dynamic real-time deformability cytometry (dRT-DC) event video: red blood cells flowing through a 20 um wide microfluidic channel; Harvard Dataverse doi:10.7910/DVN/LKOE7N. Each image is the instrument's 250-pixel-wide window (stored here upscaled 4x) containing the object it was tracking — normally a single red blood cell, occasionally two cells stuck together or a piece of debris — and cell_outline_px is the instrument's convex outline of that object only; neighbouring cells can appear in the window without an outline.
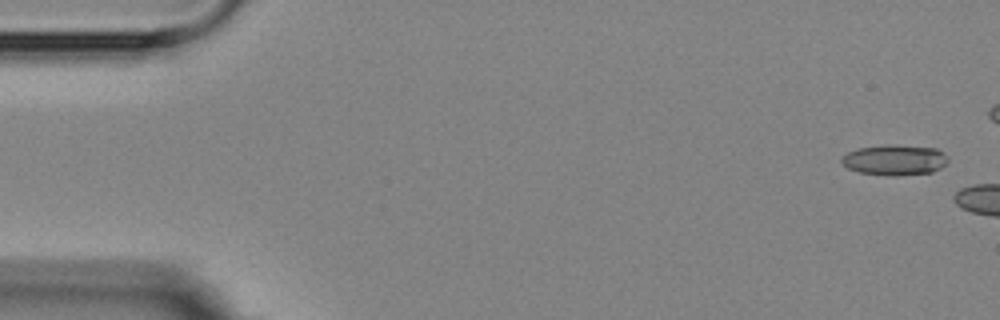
{"species": "Egyptian fruit bat (a non-hibernating species)", "species_latin": "Rousettus aegyptiacus", "temperature_condition": "room temperature", "stored_images_in_passage": 4, "camera_frame_rate_fps": 3000, "um_per_image_px": 0.085, "animal": {"sex": "female"}, "frame": {"image": 1, "passage_image": 1, "time_ms": 0.0, "image_size_px": [1000, 320], "cell_outline_px": [[948, 160], [940, 168], [932, 172], [896, 176], [888, 176], [860, 172], [848, 168], [840, 160], [848, 152], [860, 148], [884, 144], [888, 144], [936, 148], [944, 152]], "centroid_in_image_um": [76.06, 13.59], "position_along_channel_um": 8.9, "area_um2": 18.84}}